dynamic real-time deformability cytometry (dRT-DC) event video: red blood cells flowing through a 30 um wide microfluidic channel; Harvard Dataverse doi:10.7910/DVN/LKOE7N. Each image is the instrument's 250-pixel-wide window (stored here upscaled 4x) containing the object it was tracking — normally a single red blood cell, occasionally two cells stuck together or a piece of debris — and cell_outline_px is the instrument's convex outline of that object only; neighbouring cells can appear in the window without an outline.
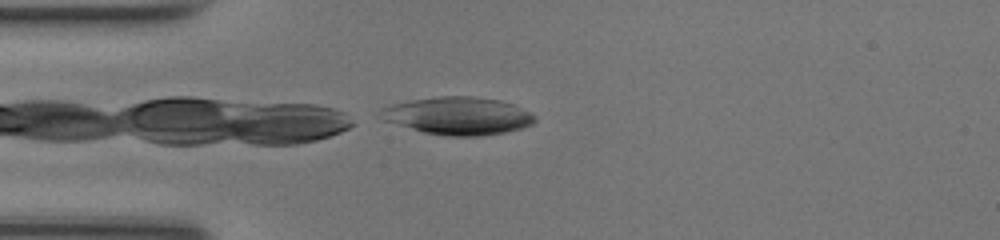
{"species": "common noctule bat (a hibernating species)", "species_latin": "Nyctalus noctula", "temperature_condition": "room temperature", "stored_images_in_passage": 38, "camera_frame_rate_fps": 3000, "um_per_image_px": 0.085, "animal": {"sex": "female", "body_mass_g": 17.0, "forearm_length_mm": 48.0}, "frame": {"image": 1, "passage_image": 1, "time_ms": 0.0, "image_size_px": [1000, 240], "cell_outline_px": [[536, 120], [532, 124], [520, 128], [504, 132], [480, 136], [444, 136], [424, 132], [384, 120], [380, 112], [380, 108], [392, 104], [412, 100], [440, 96], [472, 96], [500, 100], [512, 104], [536, 116]], "centroid_in_image_um": [38.94, 9.84], "position_along_channel_um": 46.1, "area_um2": 33.52}}
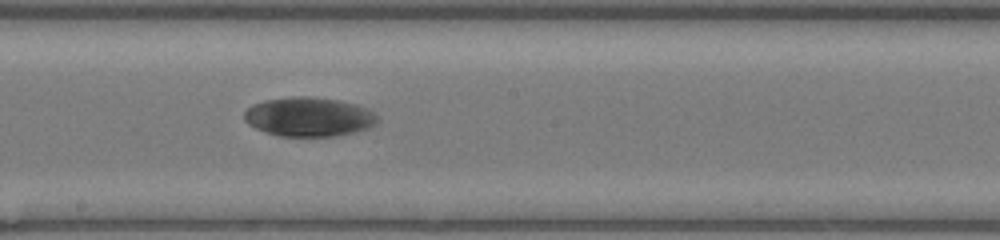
{"frame": {"image": 2, "passage_image": 15, "time_ms": 4.667, "image_size_px": [1000, 240], "cell_outline_px": [[376, 124], [368, 128], [356, 132], [336, 136], [280, 136], [264, 132], [248, 124], [244, 120], [244, 112], [252, 104], [264, 100], [292, 96], [308, 96], [336, 100], [356, 104], [368, 108], [376, 116]], "centroid_in_image_um": [26.23, 9.93], "position_along_channel_um": 222.0, "area_um2": 30.52}}
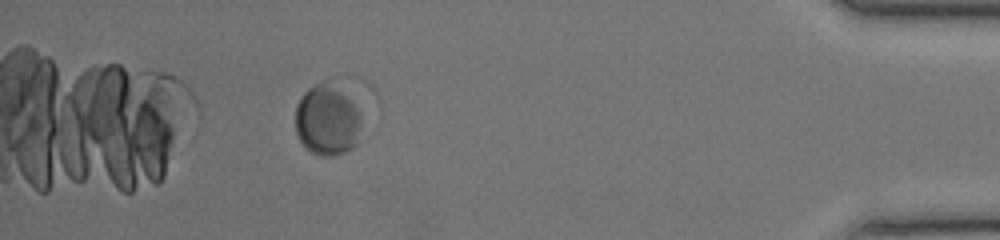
{"frame": {"image": 3, "passage_image": 33, "time_ms": 10.667, "image_size_px": [1000, 240], "cell_outline_px": [[360, 124], [356, 144], [352, 148], [344, 152], [332, 156], [320, 156], [312, 152], [300, 140], [296, 132], [296, 104], [300, 96], [308, 88], [332, 76], [360, 112]], "centroid_in_image_um": [27.81, 10.13], "position_along_channel_um": 407.4, "area_um2": 27.69}}